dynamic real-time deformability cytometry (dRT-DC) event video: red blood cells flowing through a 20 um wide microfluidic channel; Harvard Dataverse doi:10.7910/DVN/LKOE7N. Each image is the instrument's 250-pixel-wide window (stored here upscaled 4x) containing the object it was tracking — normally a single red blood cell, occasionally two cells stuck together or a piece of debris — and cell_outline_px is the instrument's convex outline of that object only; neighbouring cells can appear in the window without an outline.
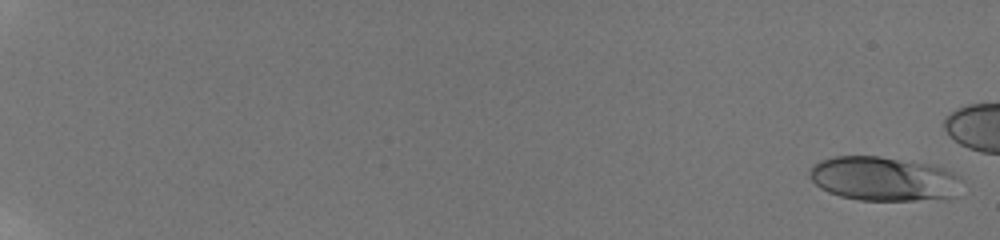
{"species": "human", "species_latin": "Homo sapiens", "temperature_condition": "room temperature", "stored_images_in_passage": 56, "camera_frame_rate_fps": 3000, "um_per_image_px": 0.085, "donor": {"sex": "male"}, "frame": {"image": 1, "passage_image": 2, "time_ms": 0.333, "image_size_px": [1000, 240], "cell_outline_px": [[960, 180], [952, 196], [944, 200], [860, 200], [840, 196], [828, 192], [820, 188], [808, 176], [808, 172], [812, 164], [820, 160], [836, 156], [880, 156], [928, 164], [944, 168], [960, 176]], "centroid_in_image_um": [75.05, 15.2], "position_along_channel_um": 9.9, "area_um2": 39.25}}
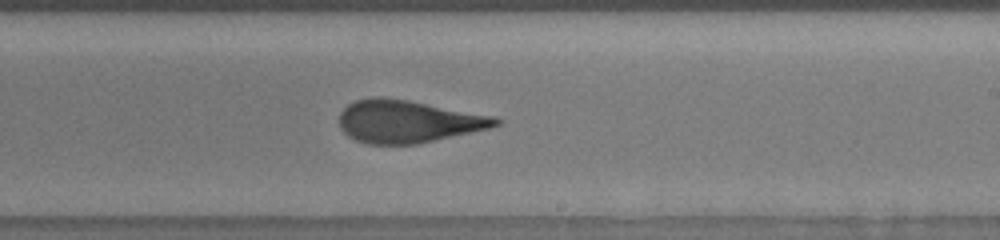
{"frame": {"image": 2, "passage_image": 40, "time_ms": 13.0, "image_size_px": [1000, 240], "cell_outline_px": [[504, 120], [500, 124], [488, 128], [416, 144], [368, 144], [356, 140], [348, 136], [340, 128], [340, 112], [348, 104], [356, 100], [376, 96], [380, 96], [408, 100], [496, 116]], "centroid_in_image_um": [34.67, 10.31], "position_along_channel_um": 254.3, "area_um2": 38.67}}
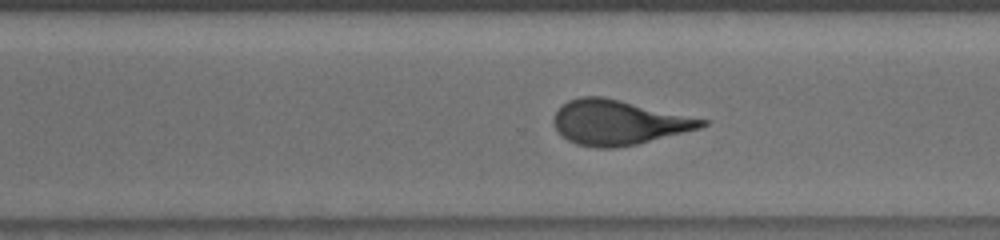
{"frame": {"image": 3, "passage_image": 45, "time_ms": 14.667, "image_size_px": [1000, 240], "cell_outline_px": [[708, 124], [700, 128], [636, 144], [616, 148], [596, 148], [576, 144], [568, 140], [556, 128], [552, 120], [552, 116], [568, 100], [580, 96], [604, 96], [708, 120]], "centroid_in_image_um": [52.54, 10.4], "position_along_channel_um": 318.1, "area_um2": 38.38}}